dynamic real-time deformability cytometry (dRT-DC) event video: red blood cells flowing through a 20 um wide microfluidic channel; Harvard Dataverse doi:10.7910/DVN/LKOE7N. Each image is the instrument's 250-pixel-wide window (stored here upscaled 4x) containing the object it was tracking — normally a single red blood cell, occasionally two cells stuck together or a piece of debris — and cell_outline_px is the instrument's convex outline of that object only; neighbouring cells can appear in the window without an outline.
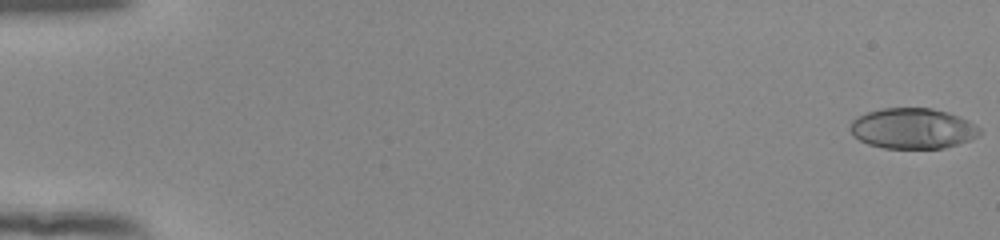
{"species": "human", "species_latin": "Homo sapiens", "temperature_condition": "room temperature", "stored_images_in_passage": 54, "camera_frame_rate_fps": 3000, "um_per_image_px": 0.085, "donor": {"sex": "female"}, "frame": {"image": 1, "passage_image": 1, "time_ms": 0.0, "image_size_px": [1000, 240], "cell_outline_px": [[980, 132], [976, 136], [968, 140], [944, 148], [884, 148], [868, 144], [852, 136], [848, 128], [852, 120], [856, 116], [868, 112], [884, 108], [932, 108], [948, 112], [960, 116], [968, 120], [980, 128]], "centroid_in_image_um": [77.53, 10.91], "position_along_channel_um": 7.5, "area_um2": 30.63}}
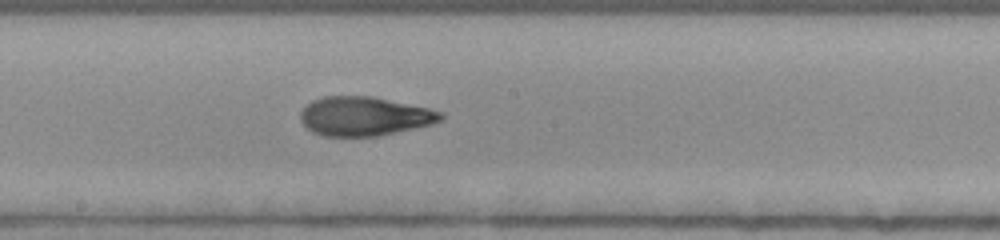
{"frame": {"image": 2, "passage_image": 31, "time_ms": 10.0, "image_size_px": [1000, 240], "cell_outline_px": [[444, 116], [440, 120], [432, 124], [376, 136], [324, 136], [312, 132], [300, 120], [300, 112], [312, 100], [324, 96], [372, 96], [428, 108], [444, 112]], "centroid_in_image_um": [30.96, 9.87], "position_along_channel_um": 217.2, "area_um2": 31.73}}
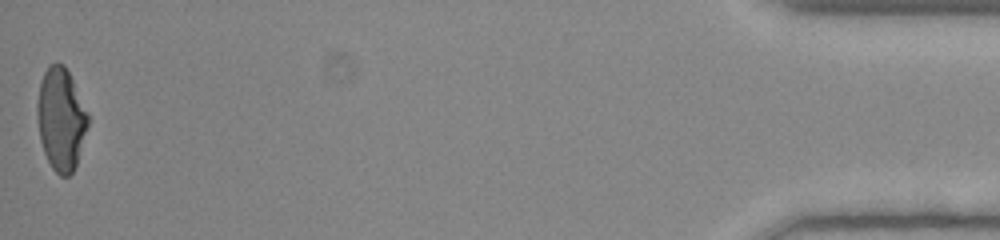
{"frame": {"image": 3, "passage_image": 54, "time_ms": 17.667, "image_size_px": [1000, 240], "cell_outline_px": [[88, 124], [76, 164], [72, 172], [68, 176], [60, 176], [52, 168], [44, 152], [40, 140], [36, 112], [36, 104], [40, 84], [44, 72], [48, 64], [64, 64], [88, 112]], "centroid_in_image_um": [5.16, 10.12], "position_along_channel_um": 430.0, "area_um2": 30.0}, "authors_computed_cell_mechanics": {"area_um2": 31.0675, "velocity_mm_per_s": 3.9262, "shape_relaxation_time_tau1_ms": 6.9873, "shape_relaxation_time_tau2_ms": 1.4103, "deformation_change_tau1": 0.256, "deformation_change_tau2": 0.0875}}